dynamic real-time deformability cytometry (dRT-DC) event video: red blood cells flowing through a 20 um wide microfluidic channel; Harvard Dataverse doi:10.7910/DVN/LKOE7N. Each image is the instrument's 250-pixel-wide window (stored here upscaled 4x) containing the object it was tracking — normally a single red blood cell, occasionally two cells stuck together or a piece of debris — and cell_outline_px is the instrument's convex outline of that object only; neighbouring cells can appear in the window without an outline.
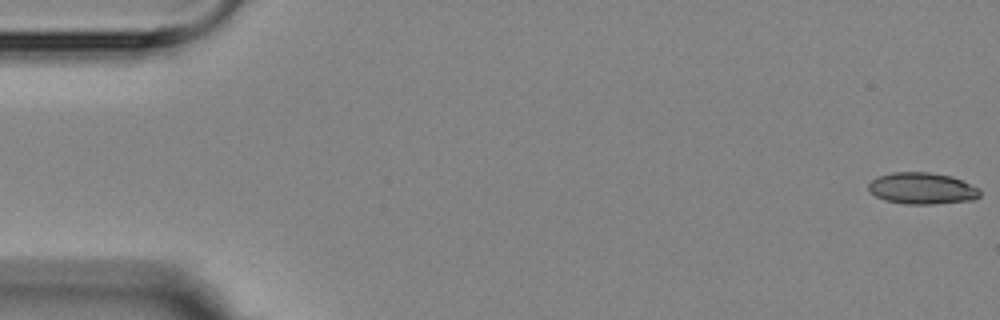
{"species": "Egyptian fruit bat (a non-hibernating species)", "species_latin": "Rousettus aegyptiacus", "temperature_condition": "room temperature", "stored_images_in_passage": 5, "camera_frame_rate_fps": 3000, "um_per_image_px": 0.085, "animal": {"sex": "female"}, "frame": {"image": 1, "passage_image": 1, "time_ms": 0.0, "image_size_px": [1000, 320], "cell_outline_px": [[980, 196], [976, 200], [932, 204], [904, 204], [884, 200], [868, 192], [868, 184], [876, 176], [892, 172], [928, 172], [952, 176], [980, 188]], "centroid_in_image_um": [78.37, 16.01], "position_along_channel_um": 6.6, "area_um2": 20.81}}